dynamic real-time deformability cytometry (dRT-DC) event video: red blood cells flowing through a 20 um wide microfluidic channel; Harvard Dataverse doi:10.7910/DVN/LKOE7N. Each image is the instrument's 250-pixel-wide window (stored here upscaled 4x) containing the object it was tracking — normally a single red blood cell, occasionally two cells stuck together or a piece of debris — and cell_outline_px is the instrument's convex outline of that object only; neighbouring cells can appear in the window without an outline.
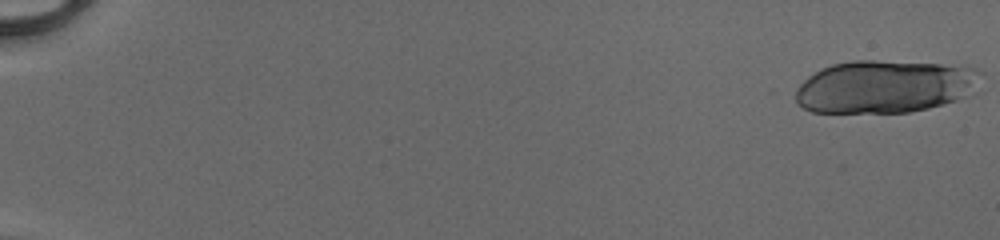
{"species": "human", "species_latin": "Homo sapiens", "temperature_condition": "cold", "stored_images_in_passage": 21, "camera_frame_rate_fps": 3000, "um_per_image_px": 0.085, "donor": {"sex": "male"}, "frame": {"image": 1, "passage_image": 1, "time_ms": 0.0, "image_size_px": [1000, 240], "cell_outline_px": [[984, 72], [980, 92], [972, 96], [944, 104], [928, 108], [908, 112], [812, 112], [796, 104], [796, 88], [808, 76], [832, 64], [852, 60], [872, 60], [968, 64]], "centroid_in_image_um": [75.4, 7.33], "position_along_channel_um": 9.6, "area_um2": 58.61}}
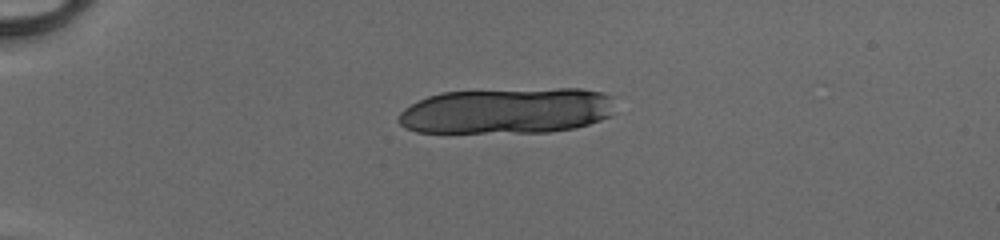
{"frame": {"image": 2, "passage_image": 14, "time_ms": 4.333, "image_size_px": [1000, 240], "cell_outline_px": [[612, 116], [576, 128], [548, 132], [448, 136], [416, 132], [404, 128], [396, 120], [400, 112], [404, 108], [428, 96], [440, 92], [556, 88], [580, 88], [604, 92], [612, 96]], "centroid_in_image_um": [43.0, 9.48], "position_along_channel_um": 42.0, "area_um2": 60.17}}